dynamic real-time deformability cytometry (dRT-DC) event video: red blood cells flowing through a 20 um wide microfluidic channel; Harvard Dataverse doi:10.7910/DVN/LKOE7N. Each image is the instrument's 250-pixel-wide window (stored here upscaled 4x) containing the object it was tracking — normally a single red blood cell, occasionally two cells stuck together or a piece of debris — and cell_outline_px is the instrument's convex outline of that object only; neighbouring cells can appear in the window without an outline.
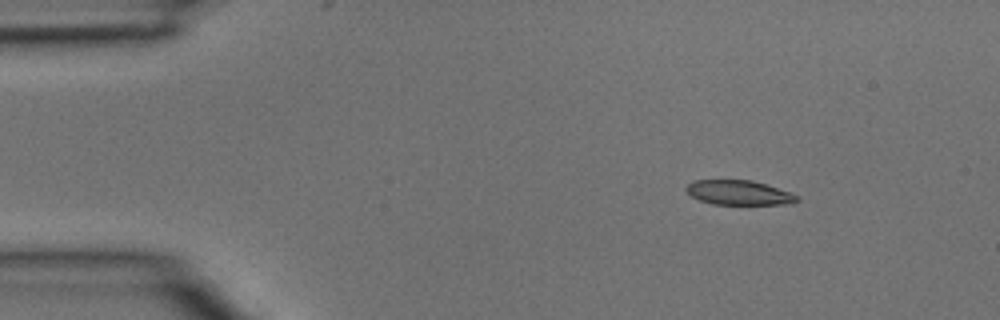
{"species": "common noctule bat (a hibernating species)", "species_latin": "Nyctalus noctula", "temperature_condition": "room temperature", "stored_images_in_passage": 4, "camera_frame_rate_fps": 3000, "um_per_image_px": 0.085, "animal": {"sex": "male", "body_mass_g": 15.6}, "frame": {"image": 1, "passage_image": 1, "time_ms": 0.0, "image_size_px": [1000, 320], "cell_outline_px": [[800, 200], [792, 204], [712, 204], [700, 200], [692, 196], [684, 188], [692, 180], [752, 180], [800, 196]], "centroid_in_image_um": [62.8, 16.38], "position_along_channel_um": 22.2, "area_um2": 15.78}}
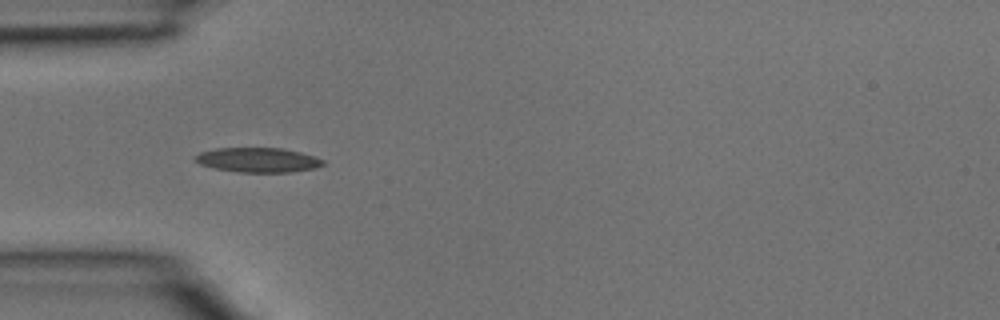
{"frame": {"image": 2, "passage_image": 3, "time_ms": 0.667, "image_size_px": [1000, 320], "cell_outline_px": [[324, 164], [316, 168], [292, 172], [240, 172], [216, 168], [200, 164], [192, 156], [200, 152], [216, 148], [280, 148], [300, 152], [324, 160]], "centroid_in_image_um": [21.92, 13.59], "position_along_channel_um": 63.1, "area_um2": 18.21}}